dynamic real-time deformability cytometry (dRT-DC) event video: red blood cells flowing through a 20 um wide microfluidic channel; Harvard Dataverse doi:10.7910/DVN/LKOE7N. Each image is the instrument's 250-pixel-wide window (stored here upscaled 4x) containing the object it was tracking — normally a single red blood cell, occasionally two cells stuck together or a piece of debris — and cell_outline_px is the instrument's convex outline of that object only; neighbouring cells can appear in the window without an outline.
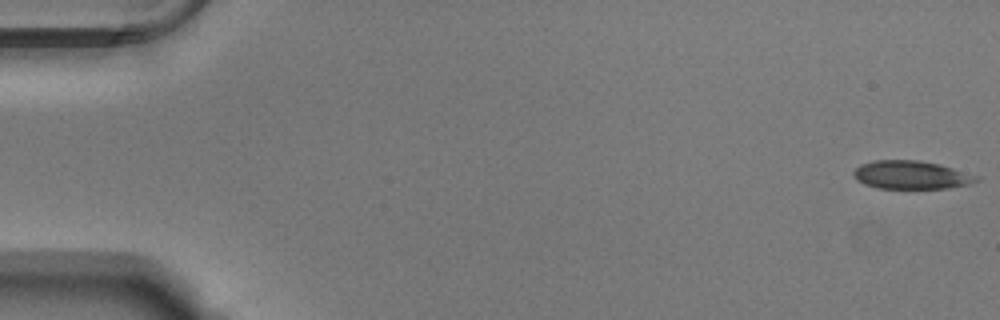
{"species": "Egyptian fruit bat (a non-hibernating species)", "species_latin": "Rousettus aegyptiacus", "temperature_condition": "warm", "stored_images_in_passage": 54, "camera_frame_rate_fps": 3000, "um_per_image_px": 0.085, "animal": {"sex": "male"}, "frame": {"image": 1, "passage_image": 1, "time_ms": 0.0, "image_size_px": [1000, 320], "cell_outline_px": [[980, 180], [972, 184], [948, 188], [876, 188], [864, 184], [856, 180], [852, 172], [860, 164], [872, 160], [916, 160], [940, 164], [980, 176]], "centroid_in_image_um": [77.46, 14.87], "position_along_channel_um": 7.5, "area_um2": 20.46}}
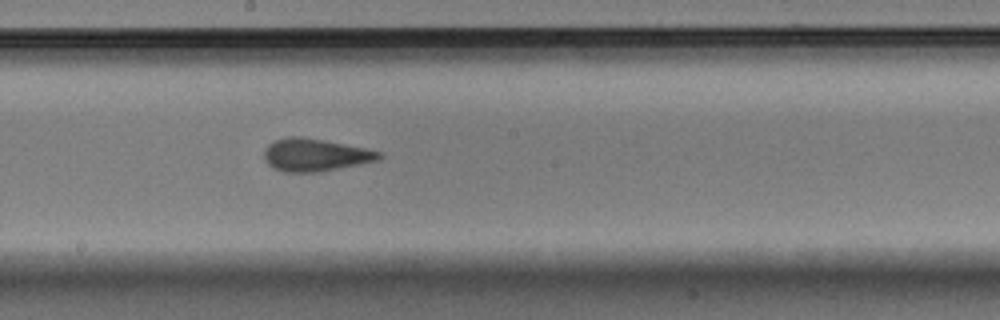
{"frame": {"image": 2, "passage_image": 30, "time_ms": 9.667, "image_size_px": [1000, 320], "cell_outline_px": [[384, 156], [380, 160], [320, 172], [284, 172], [272, 168], [264, 160], [264, 148], [268, 144], [276, 140], [288, 136], [300, 136], [364, 148], [384, 152]], "centroid_in_image_um": [26.79, 13.18], "position_along_channel_um": 221.4, "area_um2": 21.96}}
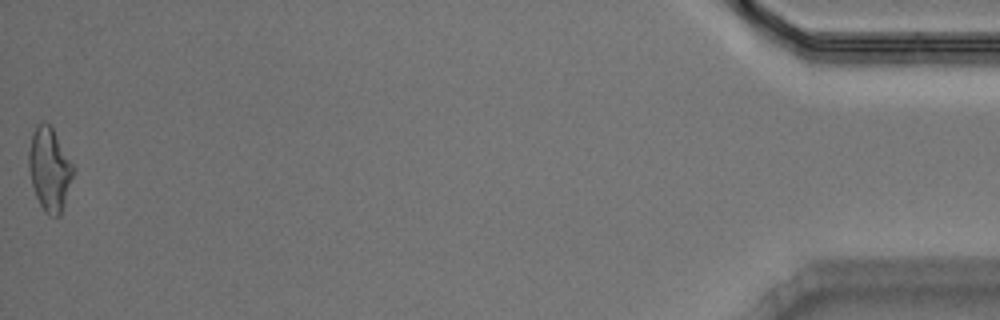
{"frame": {"image": 3, "passage_image": 54, "time_ms": 17.667, "image_size_px": [1000, 320], "cell_outline_px": [[76, 168], [60, 216], [48, 216], [44, 212], [36, 196], [32, 184], [28, 168], [28, 152], [32, 132], [36, 124], [44, 120], [52, 128]], "centroid_in_image_um": [4.21, 14.37], "position_along_channel_um": 431.0, "area_um2": 21.79}, "authors_computed_cell_mechanics": {"area_um2": 21.0103, "velocity_mm_per_s": 3.7925, "shape_relaxation_time_tau1_ms": null, "shape_relaxation_time_tau2_ms": 1.6222, "deformation_change_tau1": null, "deformation_change_tau2": 0.0704}}